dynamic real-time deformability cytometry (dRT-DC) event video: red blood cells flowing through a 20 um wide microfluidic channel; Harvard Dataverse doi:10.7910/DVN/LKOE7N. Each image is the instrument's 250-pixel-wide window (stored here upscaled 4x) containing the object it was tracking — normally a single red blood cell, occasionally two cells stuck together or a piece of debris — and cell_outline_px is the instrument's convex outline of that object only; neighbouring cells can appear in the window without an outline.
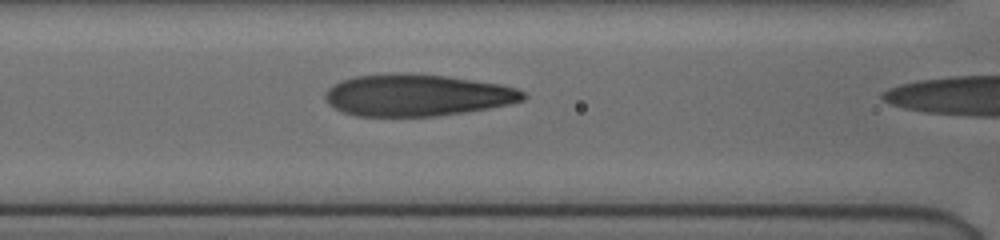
{"species": "human", "species_latin": "Homo sapiens", "temperature_condition": "cold", "stored_images_in_passage": 11, "camera_frame_rate_fps": 3000, "um_per_image_px": 0.085, "donor": {"sex": "female"}, "frame": {"image": 1, "passage_image": 10, "time_ms": 3.0, "image_size_px": [1000, 240], "cell_outline_px": [[524, 100], [508, 104], [488, 108], [464, 112], [436, 116], [356, 116], [344, 112], [328, 104], [324, 100], [324, 92], [332, 84], [356, 76], [392, 72], [448, 76], [500, 84], [516, 88], [524, 92]], "centroid_in_image_um": [35.4, 8.08], "position_along_channel_um": 131.2, "area_um2": 48.26}}